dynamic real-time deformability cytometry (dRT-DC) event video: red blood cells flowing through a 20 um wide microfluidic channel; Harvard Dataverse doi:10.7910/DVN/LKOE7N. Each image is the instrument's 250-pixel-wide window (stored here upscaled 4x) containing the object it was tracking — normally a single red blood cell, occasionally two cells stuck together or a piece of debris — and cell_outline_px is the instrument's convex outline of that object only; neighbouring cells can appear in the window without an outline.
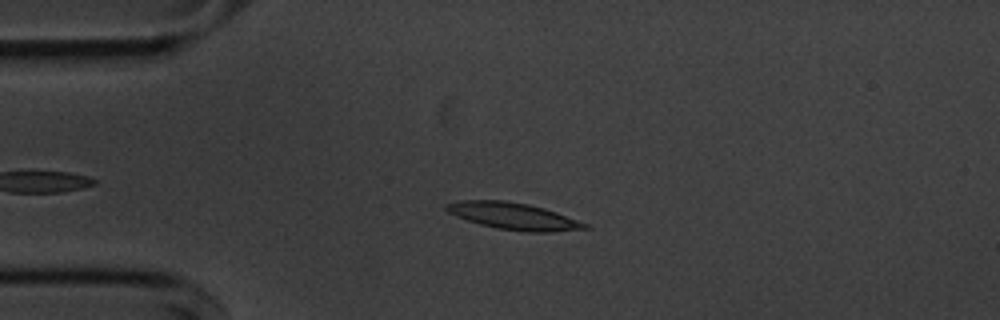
{"species": "common noctule bat (a hibernating species)", "species_latin": "Nyctalus noctula", "temperature_condition": "cold", "stored_images_in_passage": 19, "camera_frame_rate_fps": 3000, "um_per_image_px": 0.085, "animal": {"sex": "male", "body_mass_g": 20.1, "forearm_length_mm": 53.5}, "frame": {"image": 1, "passage_image": 12, "time_ms": 3.667, "image_size_px": [1000, 320], "cell_outline_px": [[592, 228], [552, 232], [528, 232], [496, 228], [480, 224], [456, 216], [448, 212], [444, 208], [444, 204], [460, 200], [504, 200], [528, 204], [544, 208], [556, 212], [588, 224]], "centroid_in_image_um": [43.64, 18.37], "position_along_channel_um": 41.4, "area_um2": 21.68}}
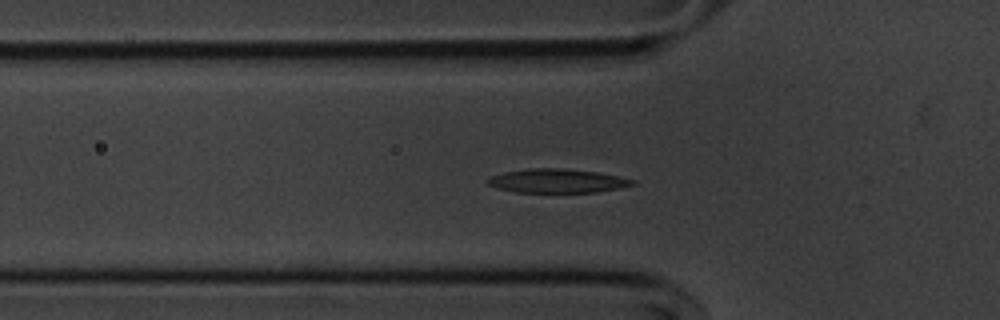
{"frame": {"image": 2, "passage_image": 17, "time_ms": 5.333, "image_size_px": [1000, 320], "cell_outline_px": [[636, 184], [620, 188], [596, 192], [516, 192], [500, 188], [488, 184], [484, 180], [492, 176], [504, 172], [528, 168], [560, 168], [596, 172], [636, 180]], "centroid_in_image_um": [47.36, 15.37], "position_along_channel_um": 78.4, "area_um2": 20.0}}